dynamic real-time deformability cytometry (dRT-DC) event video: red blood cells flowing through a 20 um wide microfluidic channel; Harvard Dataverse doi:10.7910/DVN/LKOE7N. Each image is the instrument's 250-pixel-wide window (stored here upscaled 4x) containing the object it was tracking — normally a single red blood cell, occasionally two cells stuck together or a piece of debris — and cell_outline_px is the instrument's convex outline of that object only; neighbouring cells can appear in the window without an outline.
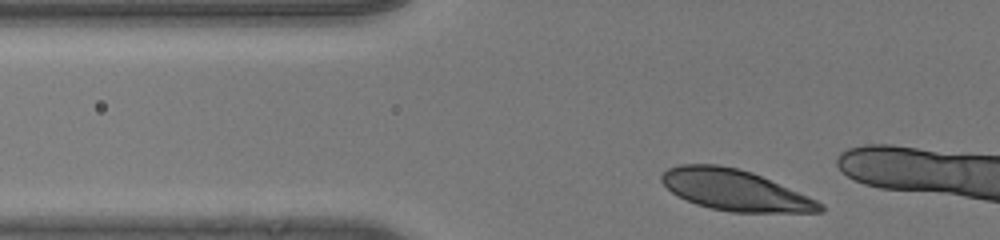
{"species": "human", "species_latin": "Homo sapiens", "temperature_condition": "room temperature", "stored_images_in_passage": 13, "camera_frame_rate_fps": 3000, "um_per_image_px": 0.085, "donor": {"sex": "male"}, "frame": {"image": 1, "passage_image": 9, "time_ms": 2.667, "image_size_px": [1000, 240], "cell_outline_px": [[824, 212], [732, 212], [712, 208], [696, 204], [672, 192], [660, 180], [660, 176], [668, 168], [680, 164], [716, 164], [736, 168], [752, 172], [808, 196], [824, 204]], "centroid_in_image_um": [62.48, 16.15], "position_along_channel_um": 63.3, "area_um2": 37.34}}